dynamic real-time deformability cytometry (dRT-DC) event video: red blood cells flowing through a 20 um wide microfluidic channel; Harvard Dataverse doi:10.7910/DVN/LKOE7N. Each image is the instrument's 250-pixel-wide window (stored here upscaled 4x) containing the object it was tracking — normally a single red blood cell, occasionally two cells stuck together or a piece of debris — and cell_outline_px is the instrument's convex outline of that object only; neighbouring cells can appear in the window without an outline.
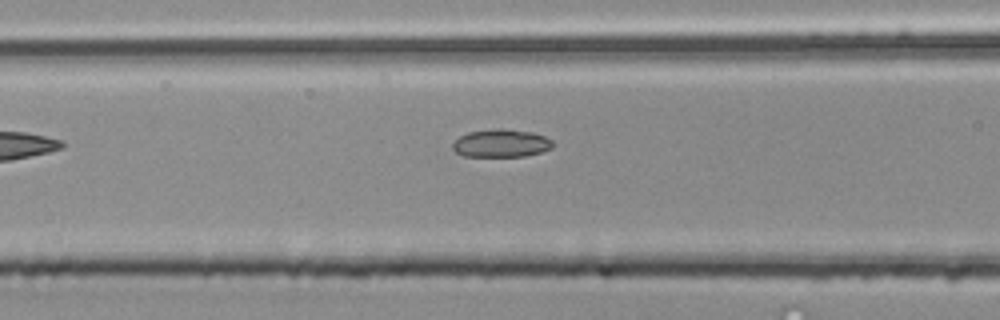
{"species": "common noctule bat (a hibernating species)", "species_latin": "Nyctalus noctula", "temperature_condition": "room temperature", "stored_images_in_passage": 5, "camera_frame_rate_fps": 3000, "um_per_image_px": 0.085, "animal": {"sex": "male", "body_mass_g": 20.4}, "frame": {"image": 1, "passage_image": 5, "time_ms": 1.333, "image_size_px": [1000, 320], "cell_outline_px": [[552, 148], [540, 152], [524, 156], [464, 156], [456, 152], [452, 148], [452, 144], [460, 136], [468, 132], [492, 128], [500, 128], [532, 132], [544, 136], [552, 140]], "centroid_in_image_um": [42.58, 12.17], "position_along_channel_um": 124.0, "area_um2": 16.24}}